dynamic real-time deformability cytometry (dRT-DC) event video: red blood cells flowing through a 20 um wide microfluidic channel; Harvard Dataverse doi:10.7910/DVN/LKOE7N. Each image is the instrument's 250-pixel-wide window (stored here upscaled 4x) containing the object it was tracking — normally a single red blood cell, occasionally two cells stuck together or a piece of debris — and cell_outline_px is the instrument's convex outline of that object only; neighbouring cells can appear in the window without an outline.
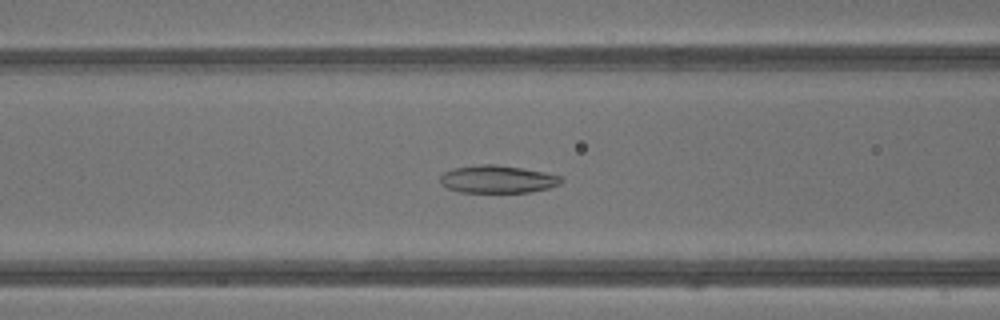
{"species": "common noctule bat (a hibernating species)", "species_latin": "Nyctalus noctula", "temperature_condition": "warm", "stored_images_in_passage": 43, "camera_frame_rate_fps": 3000, "um_per_image_px": 0.085, "animal": {"sex": "male", "body_mass_g": 13.3}, "frame": {"image": 1, "passage_image": 18, "time_ms": 5.667, "image_size_px": [1000, 320], "cell_outline_px": [[564, 180], [560, 184], [548, 188], [528, 192], [460, 192], [448, 188], [440, 184], [440, 176], [444, 172], [452, 168], [480, 164], [496, 164], [524, 168], [544, 172], [560, 176]], "centroid_in_image_um": [42.28, 15.22], "position_along_channel_um": 124.3, "area_um2": 19.59}}
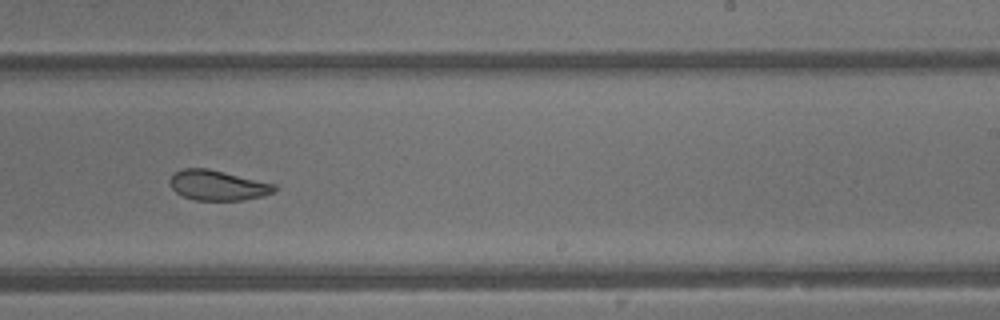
{"frame": {"image": 2, "passage_image": 27, "time_ms": 8.667, "image_size_px": [1000, 320], "cell_outline_px": [[276, 188], [272, 192], [260, 196], [240, 200], [196, 200], [184, 196], [176, 192], [168, 184], [168, 180], [176, 172], [184, 168], [208, 168], [276, 184]], "centroid_in_image_um": [18.47, 15.74], "position_along_channel_um": 270.5, "area_um2": 18.15}}
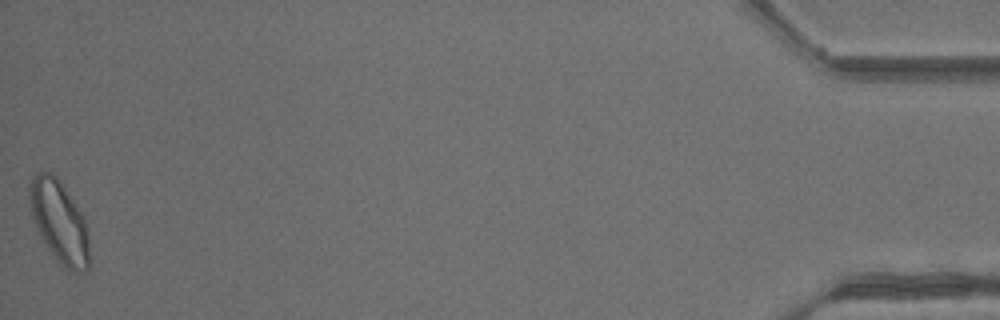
{"frame": {"image": 3, "passage_image": 43, "time_ms": 14.0, "image_size_px": [1000, 320], "cell_outline_px": [[88, 268], [84, 272], [72, 272], [64, 268], [52, 256], [36, 232], [28, 200], [28, 184], [36, 172], [52, 172], [60, 180], [84, 216], [88, 232]], "centroid_in_image_um": [5.0, 18.84], "position_along_channel_um": 430.2, "area_um2": 29.25}, "authors_computed_cell_mechanics": {"area_um2": 22.3686, "velocity_mm_per_s": 4.8879, "shape_relaxation_time_tau1_ms": null, "shape_relaxation_time_tau2_ms": 1.9443, "deformation_change_tau1": null, "deformation_change_tau2": 0.0815}}